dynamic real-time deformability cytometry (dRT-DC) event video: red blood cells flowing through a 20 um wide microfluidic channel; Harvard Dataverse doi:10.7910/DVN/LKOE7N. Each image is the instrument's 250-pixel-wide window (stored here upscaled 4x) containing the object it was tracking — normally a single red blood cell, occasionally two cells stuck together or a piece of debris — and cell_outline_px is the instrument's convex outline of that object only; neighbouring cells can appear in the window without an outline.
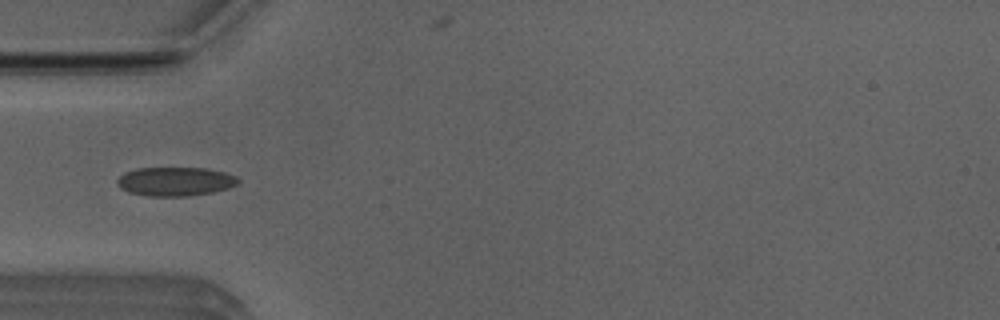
{"species": "Egyptian fruit bat (a non-hibernating species)", "species_latin": "Rousettus aegyptiacus", "temperature_condition": "room temperature", "stored_images_in_passage": 37, "camera_frame_rate_fps": 3000, "um_per_image_px": 0.085, "animal": {"sex": "male"}, "frame": {"image": 1, "passage_image": 1, "time_ms": 0.0, "image_size_px": [1000, 320], "cell_outline_px": [[240, 180], [236, 184], [228, 188], [212, 192], [188, 196], [148, 196], [128, 192], [120, 188], [116, 184], [116, 180], [124, 172], [136, 168], [208, 168], [224, 172], [236, 176]], "centroid_in_image_um": [14.86, 15.42], "position_along_channel_um": 70.1, "area_um2": 20.46}}
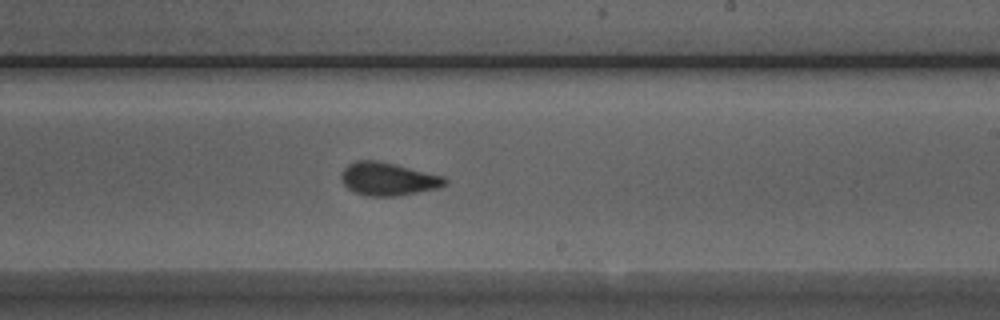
{"frame": {"image": 2, "passage_image": 15, "time_ms": 4.667, "image_size_px": [1000, 320], "cell_outline_px": [[448, 184], [440, 188], [396, 196], [368, 196], [356, 192], [348, 188], [344, 184], [340, 176], [340, 172], [348, 164], [356, 160], [376, 160], [444, 176], [448, 180]], "centroid_in_image_um": [32.99, 15.21], "position_along_channel_um": 256.0, "area_um2": 19.94}}
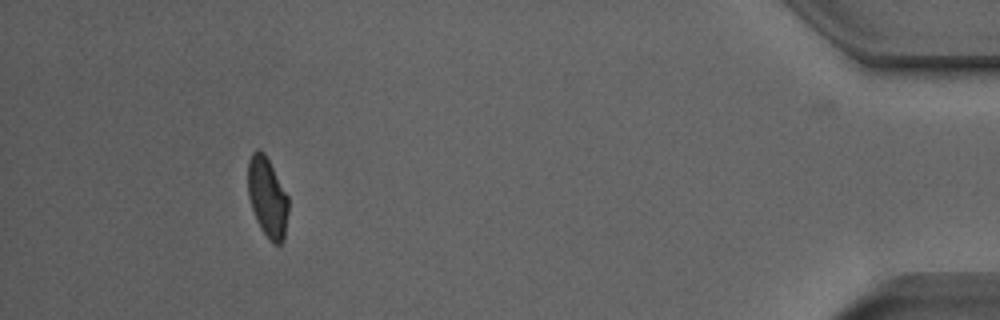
{"frame": {"image": 3, "passage_image": 32, "time_ms": 10.333, "image_size_px": [1000, 320], "cell_outline_px": [[288, 212], [284, 240], [280, 244], [272, 244], [268, 240], [260, 228], [256, 220], [248, 196], [248, 160], [252, 152], [256, 148], [260, 148], [264, 152], [288, 196]], "centroid_in_image_um": [22.72, 16.78], "position_along_channel_um": 412.5, "area_um2": 19.02}, "authors_computed_cell_mechanics": {"area_um2": 19.7098, "velocity_mm_per_s": 3.974, "shape_relaxation_time_tau1_ms": 3.6607, "shape_relaxation_time_tau2_ms": 1.0075, "deformation_change_tau1": 0.1111, "deformation_change_tau2": 0.0445}}